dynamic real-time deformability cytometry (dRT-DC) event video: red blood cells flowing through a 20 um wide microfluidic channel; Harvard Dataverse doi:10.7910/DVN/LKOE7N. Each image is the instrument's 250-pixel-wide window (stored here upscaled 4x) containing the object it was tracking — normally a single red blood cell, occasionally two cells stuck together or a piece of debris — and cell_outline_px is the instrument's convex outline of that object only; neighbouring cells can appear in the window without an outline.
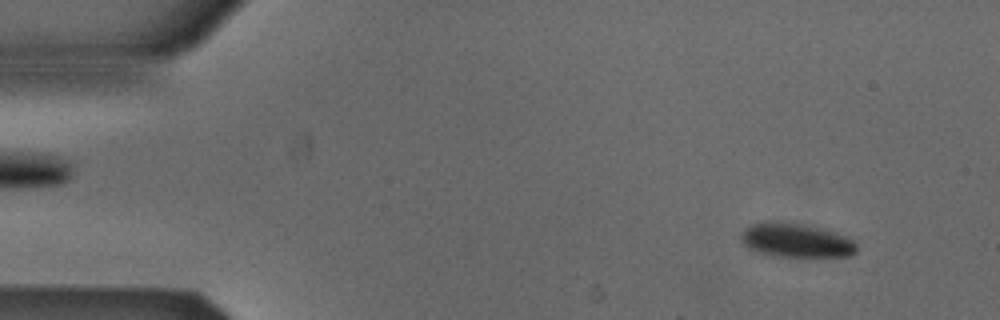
{"species": "Egyptian fruit bat (a non-hibernating species)", "species_latin": "Rousettus aegyptiacus", "temperature_condition": "cold", "stored_images_in_passage": 53, "camera_frame_rate_fps": 3000, "um_per_image_px": 0.085, "animal": {"sex": "male"}, "frame": {"image": 1, "passage_image": 5, "time_ms": 1.333, "image_size_px": [1000, 320], "cell_outline_px": [[856, 252], [852, 256], [764, 256], [748, 248], [740, 240], [740, 236], [744, 228], [752, 224], [796, 224], [836, 232], [848, 236], [856, 244]], "centroid_in_image_um": [67.67, 20.49], "position_along_channel_um": 17.3, "area_um2": 22.31}}
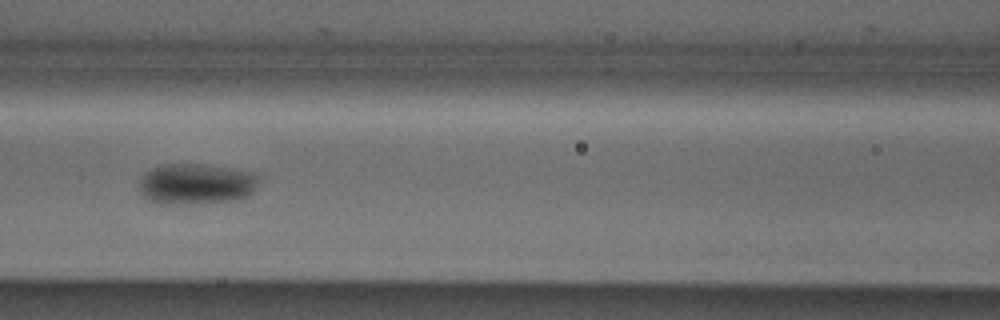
{"frame": {"image": 2, "passage_image": 23, "time_ms": 7.333, "image_size_px": [1000, 320], "cell_outline_px": [[260, 180], [256, 188], [248, 196], [236, 200], [188, 204], [160, 204], [148, 200], [140, 192], [140, 176], [144, 172], [160, 164], [200, 164], [256, 172]], "centroid_in_image_um": [16.67, 15.63], "position_along_channel_um": 149.9, "area_um2": 28.84}}
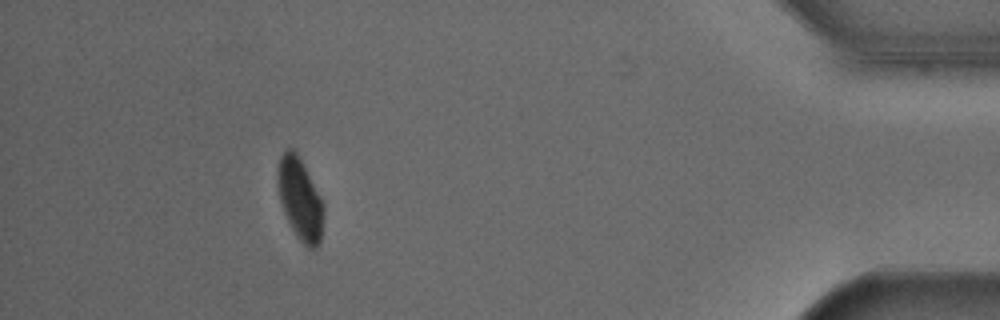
{"frame": {"image": 3, "passage_image": 48, "time_ms": 15.667, "image_size_px": [1000, 320], "cell_outline_px": [[324, 216], [320, 244], [316, 248], [308, 248], [300, 240], [292, 228], [284, 212], [280, 200], [276, 180], [276, 172], [280, 156], [288, 148], [292, 148], [296, 152], [320, 196], [324, 204]], "centroid_in_image_um": [25.5, 16.93], "position_along_channel_um": 409.7, "area_um2": 21.79}, "authors_computed_cell_mechanics": {"area_um2": 24.854, "velocity_mm_per_s": 3.8437, "shape_relaxation_time_tau1_ms": 3.7286, "shape_relaxation_time_tau2_ms": null, "deformation_change_tau1": 0.0764, "deformation_change_tau2": null}}